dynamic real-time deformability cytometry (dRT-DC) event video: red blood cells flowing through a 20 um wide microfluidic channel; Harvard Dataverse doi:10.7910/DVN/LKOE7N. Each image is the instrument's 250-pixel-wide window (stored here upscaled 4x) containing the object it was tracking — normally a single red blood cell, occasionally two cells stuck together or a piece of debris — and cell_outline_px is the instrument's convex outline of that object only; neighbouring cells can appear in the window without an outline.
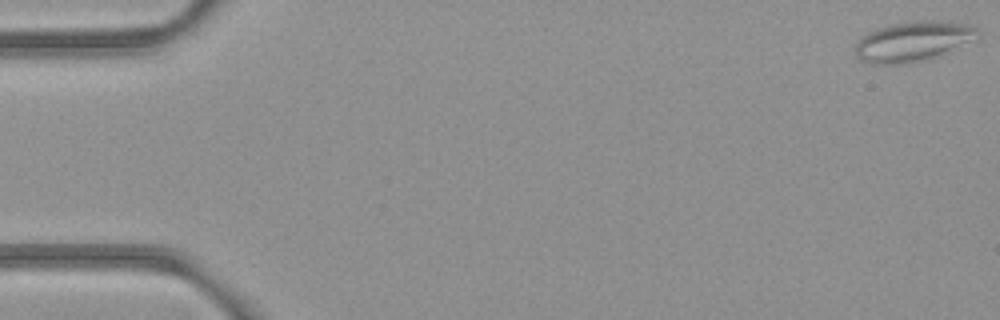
{"species": "common noctule bat (a hibernating species)", "species_latin": "Nyctalus noctula", "temperature_condition": "room temperature", "stored_images_in_passage": 4, "camera_frame_rate_fps": 3000, "um_per_image_px": 0.085, "animal": {"sex": "female", "body_mass_g": 21.9}, "frame": {"image": 1, "passage_image": 1, "time_ms": 0.0, "image_size_px": [1000, 320], "cell_outline_px": [[980, 32], [928, 60], [896, 64], [876, 64], [860, 60], [856, 56], [856, 44], [868, 32], [876, 28], [892, 24], [916, 20], [932, 20], [968, 24], [980, 28]], "centroid_in_image_um": [77.51, 3.5], "position_along_channel_um": 7.5, "area_um2": 27.57}}